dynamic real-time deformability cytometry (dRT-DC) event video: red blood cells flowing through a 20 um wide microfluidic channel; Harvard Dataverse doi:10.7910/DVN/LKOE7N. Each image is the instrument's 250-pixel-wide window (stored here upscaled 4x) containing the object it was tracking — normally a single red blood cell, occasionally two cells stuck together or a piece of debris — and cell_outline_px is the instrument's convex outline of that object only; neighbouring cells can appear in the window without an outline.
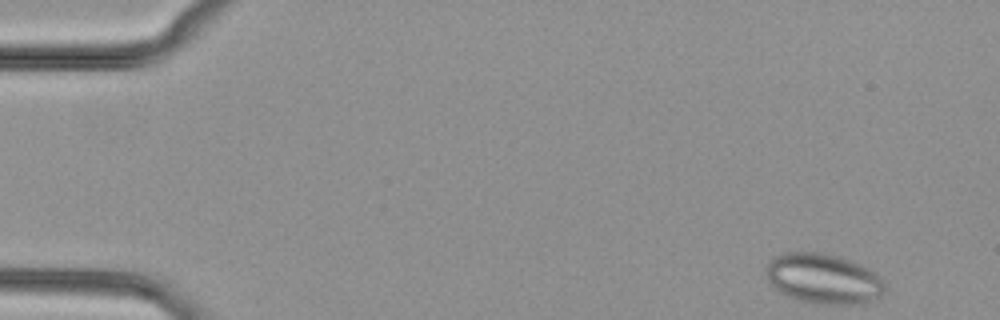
{"species": "common noctule bat (a hibernating species)", "species_latin": "Nyctalus noctula", "temperature_condition": "cold", "stored_images_in_passage": 48, "camera_frame_rate_fps": 3000, "um_per_image_px": 0.085, "animal": {"sex": "female", "body_mass_g": 29.2, "forearm_length_mm": 56.3}, "frame": {"image": 1, "passage_image": 1, "time_ms": 0.0, "image_size_px": [1000, 320], "cell_outline_px": [[884, 292], [880, 296], [868, 304], [816, 304], [800, 300], [788, 296], [780, 292], [768, 280], [764, 272], [764, 268], [768, 260], [784, 252], [820, 252], [840, 256], [860, 264], [876, 272], [884, 280]], "centroid_in_image_um": [70.0, 23.68], "position_along_channel_um": 15.0, "area_um2": 35.26}}
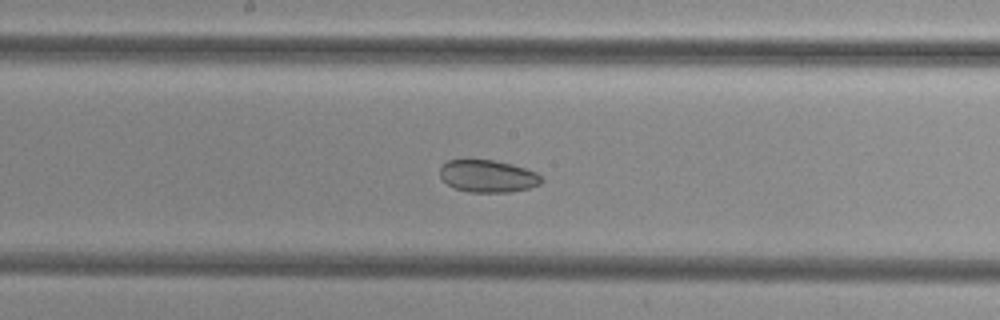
{"frame": {"image": 2, "passage_image": 24, "time_ms": 7.667, "image_size_px": [1000, 320], "cell_outline_px": [[544, 180], [540, 184], [528, 188], [508, 192], [468, 192], [456, 188], [448, 184], [440, 176], [440, 168], [448, 160], [464, 156], [492, 160], [512, 164], [536, 172], [544, 176]], "centroid_in_image_um": [41.45, 14.92], "position_along_channel_um": 206.8, "area_um2": 19.65}}
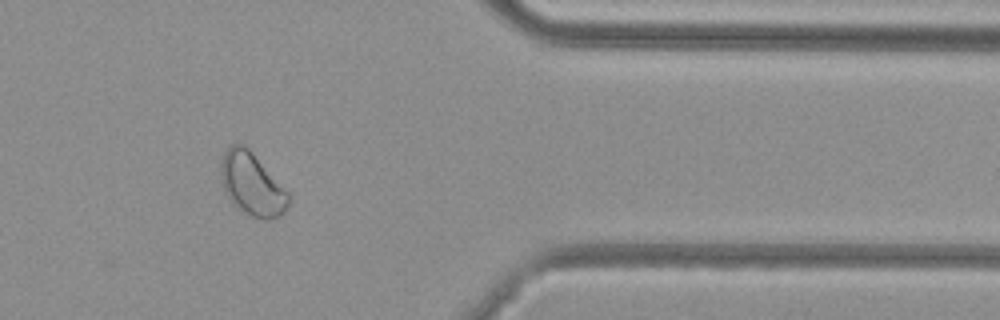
{"frame": {"image": 3, "passage_image": 39, "time_ms": 12.667, "image_size_px": [1000, 320], "cell_outline_px": [[292, 196], [284, 212], [280, 216], [272, 220], [260, 220], [248, 216], [236, 208], [232, 204], [224, 188], [220, 176], [220, 164], [224, 152], [236, 140], [244, 144], [252, 152]], "centroid_in_image_um": [21.41, 15.68], "position_along_channel_um": 390.0, "area_um2": 25.2}}